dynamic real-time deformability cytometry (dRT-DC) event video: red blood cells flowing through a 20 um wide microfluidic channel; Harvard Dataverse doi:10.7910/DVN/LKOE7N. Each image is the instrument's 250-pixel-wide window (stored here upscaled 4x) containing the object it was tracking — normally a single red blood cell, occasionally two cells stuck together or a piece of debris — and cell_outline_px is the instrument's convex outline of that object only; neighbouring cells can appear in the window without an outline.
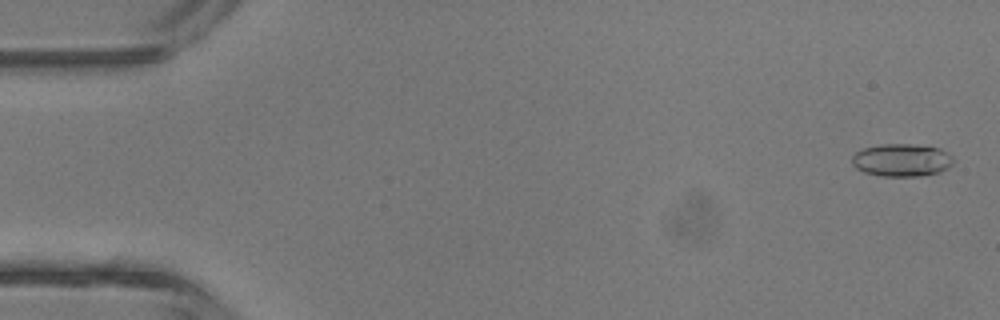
{"species": "common noctule bat (a hibernating species)", "species_latin": "Nyctalus noctula", "temperature_condition": "room temperature", "stored_images_in_passage": 4, "segment_of_instrument_passage": [2, 2], "camera_frame_rate_fps": 3000, "um_per_image_px": 0.085, "animal": {"sex": "male", "body_mass_g": 13.3}, "frame": {"image": 1, "passage_image": 4, "time_ms": 4.333, "image_size_px": [1000, 320], "cell_outline_px": [[956, 160], [948, 168], [940, 172], [920, 176], [880, 176], [864, 172], [856, 168], [852, 164], [852, 156], [856, 152], [864, 148], [880, 144], [912, 144], [940, 148], [948, 152]], "centroid_in_image_um": [76.67, 13.61], "position_along_channel_um": 8.3, "area_um2": 19.54}}